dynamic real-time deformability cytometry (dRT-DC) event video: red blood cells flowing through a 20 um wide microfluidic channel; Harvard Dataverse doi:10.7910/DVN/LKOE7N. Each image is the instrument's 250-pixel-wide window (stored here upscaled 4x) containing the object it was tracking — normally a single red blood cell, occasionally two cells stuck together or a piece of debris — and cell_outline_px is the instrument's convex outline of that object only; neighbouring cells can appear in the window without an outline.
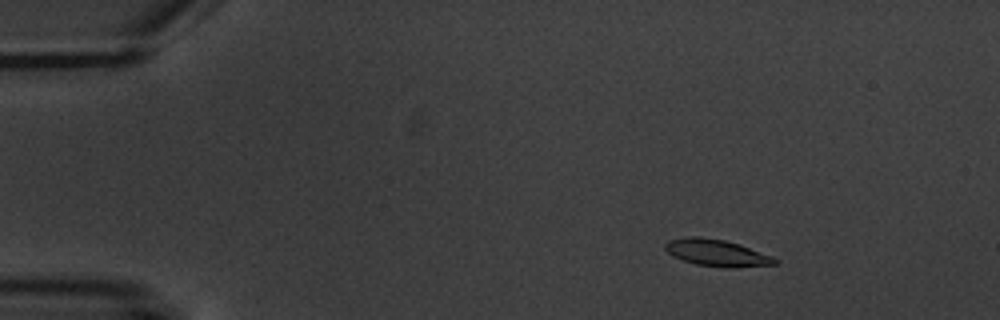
{"species": "common noctule bat (a hibernating species)", "species_latin": "Nyctalus noctula", "temperature_condition": "warm", "stored_images_in_passage": 9, "camera_frame_rate_fps": 3000, "um_per_image_px": 0.085, "animal": {"sex": "male", "body_mass_g": 20.1, "forearm_length_mm": 53.5}, "frame": {"image": 1, "passage_image": 2, "time_ms": 1.0, "image_size_px": [1000, 320], "cell_outline_px": [[776, 264], [736, 268], [728, 268], [696, 264], [672, 256], [664, 248], [664, 244], [668, 240], [688, 236], [700, 236], [724, 240], [740, 244], [768, 256], [776, 260]], "centroid_in_image_um": [60.85, 21.48], "position_along_channel_um": 24.2, "area_um2": 16.94}}